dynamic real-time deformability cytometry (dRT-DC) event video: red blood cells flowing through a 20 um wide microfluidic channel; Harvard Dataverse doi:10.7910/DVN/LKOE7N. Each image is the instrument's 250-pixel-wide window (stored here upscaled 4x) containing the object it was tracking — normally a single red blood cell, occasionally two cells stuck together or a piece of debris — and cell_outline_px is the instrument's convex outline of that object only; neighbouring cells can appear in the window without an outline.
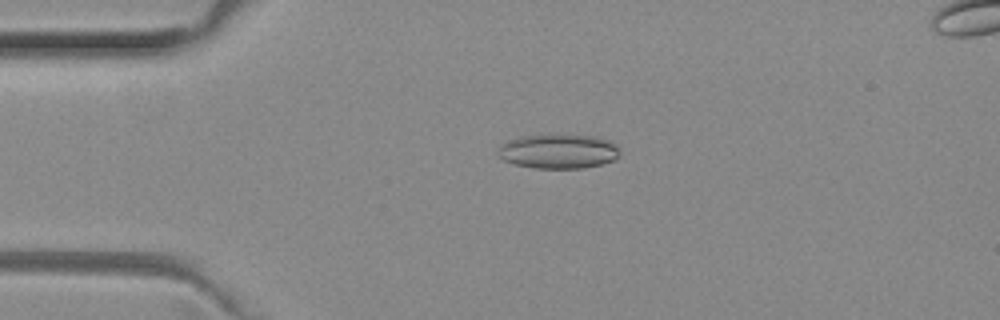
{"species": "common noctule bat (a hibernating species)", "species_latin": "Nyctalus noctula", "temperature_condition": "room temperature", "stored_images_in_passage": 45, "camera_frame_rate_fps": 3000, "um_per_image_px": 0.085, "animal": {"sex": "female", "body_mass_g": 29.2, "forearm_length_mm": 56.3}, "frame": {"image": 1, "passage_image": 6, "time_ms": 1.667, "image_size_px": [1000, 320], "cell_outline_px": [[620, 156], [616, 160], [584, 168], [536, 168], [512, 164], [496, 156], [496, 152], [500, 144], [508, 140], [520, 136], [548, 132], [596, 136], [612, 140], [620, 148]], "centroid_in_image_um": [47.46, 12.82], "position_along_channel_um": 37.5, "area_um2": 25.72}}
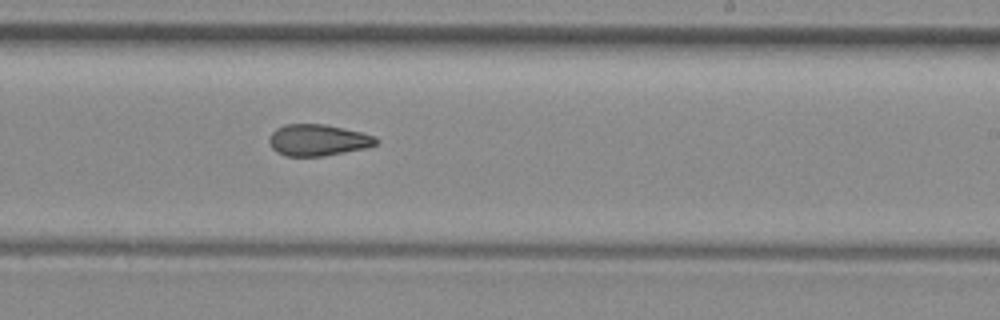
{"frame": {"image": 2, "passage_image": 25, "time_ms": 8.0, "image_size_px": [1000, 320], "cell_outline_px": [[380, 140], [376, 144], [368, 148], [324, 156], [284, 156], [276, 152], [272, 148], [268, 140], [272, 132], [276, 128], [284, 124], [324, 124], [360, 132], [376, 136]], "centroid_in_image_um": [27.02, 11.91], "position_along_channel_um": 262.0, "area_um2": 19.77}}
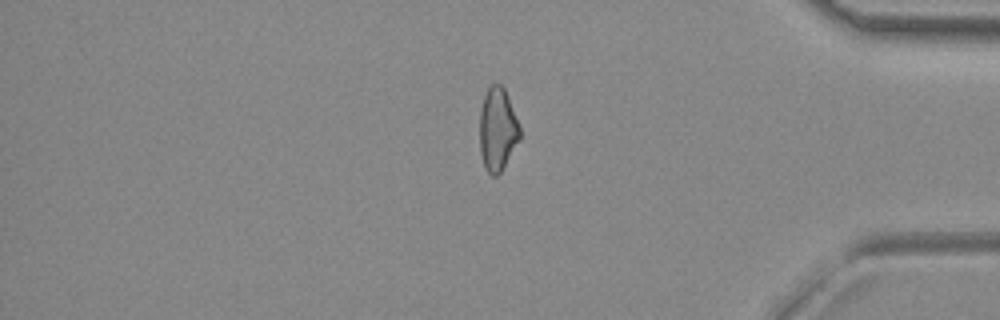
{"frame": {"image": 3, "passage_image": 37, "time_ms": 12.0, "image_size_px": [1000, 320], "cell_outline_px": [[520, 140], [500, 172], [496, 176], [492, 176], [484, 168], [480, 152], [480, 112], [484, 96], [488, 88], [492, 84], [500, 84], [504, 88], [508, 96], [520, 128]], "centroid_in_image_um": [42.29, 11.01], "position_along_channel_um": 392.9, "area_um2": 19.36}, "authors_computed_cell_mechanics": {"area_um2": 20.1722, "velocity_mm_per_s": 4.0294, "shape_relaxation_time_tau1_ms": null, "shape_relaxation_time_tau2_ms": 3.5599, "deformation_change_tau1": null, "deformation_change_tau2": 0.114}}